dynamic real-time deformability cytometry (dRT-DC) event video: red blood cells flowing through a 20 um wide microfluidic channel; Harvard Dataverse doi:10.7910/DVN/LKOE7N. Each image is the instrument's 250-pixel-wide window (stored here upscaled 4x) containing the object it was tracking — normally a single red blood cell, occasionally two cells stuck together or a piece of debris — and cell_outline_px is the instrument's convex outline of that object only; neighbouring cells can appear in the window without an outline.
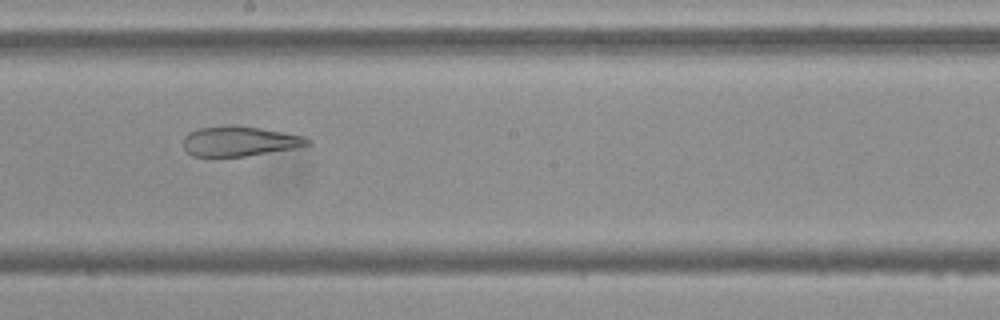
{"species": "Egyptian fruit bat (a non-hibernating species)", "species_latin": "Rousettus aegyptiacus", "temperature_condition": "cold", "stored_images_in_passage": 54, "camera_frame_rate_fps": 3000, "um_per_image_px": 0.085, "frame": {"image": 1, "passage_image": 30, "time_ms": 9.667, "image_size_px": [1000, 320], "cell_outline_px": [[312, 144], [292, 148], [244, 156], [192, 156], [184, 148], [184, 136], [200, 128], [228, 124], [236, 124], [260, 128], [304, 136], [312, 140]], "centroid_in_image_um": [20.36, 11.98], "position_along_channel_um": 227.8, "area_um2": 21.5}}
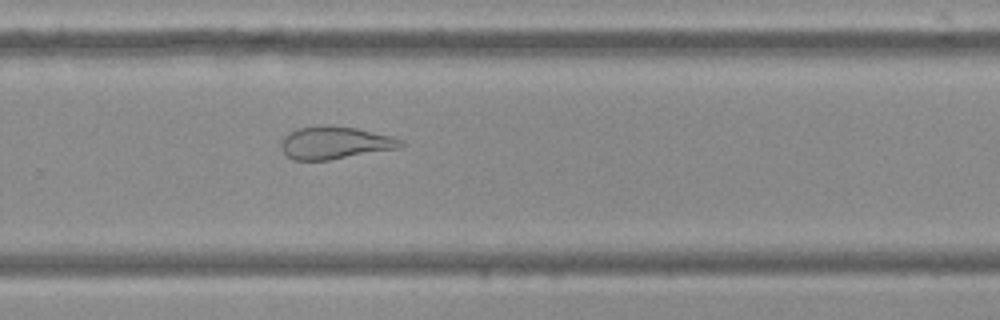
{"frame": {"image": 2, "passage_image": 36, "time_ms": 11.667, "image_size_px": [1000, 320], "cell_outline_px": [[404, 144], [400, 148], [328, 160], [292, 160], [280, 148], [280, 140], [288, 132], [300, 128], [320, 124], [356, 128], [392, 136], [404, 140]], "centroid_in_image_um": [28.45, 12.13], "position_along_channel_um": 301.3, "area_um2": 22.89}}
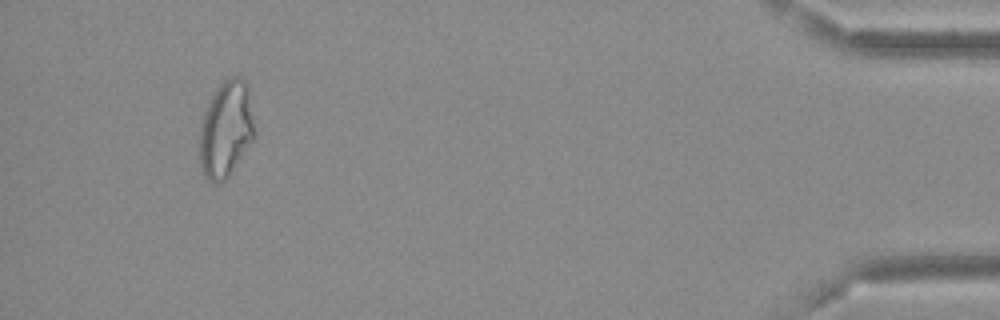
{"frame": {"image": 3, "passage_image": 51, "time_ms": 16.667, "image_size_px": [1000, 320], "cell_outline_px": [[256, 140], [232, 172], [220, 184], [212, 184], [204, 176], [200, 168], [200, 124], [204, 112], [212, 92], [224, 80], [232, 76], [240, 76], [248, 84], [256, 132]], "centroid_in_image_um": [19.24, 11.01], "position_along_channel_um": 416.0, "area_um2": 31.96}, "authors_computed_cell_mechanics": {"area_um2": 29.5358, "velocity_mm_per_s": 3.6845, "shape_relaxation_time_tau1_ms": null, "shape_relaxation_time_tau2_ms": 2.1722, "deformation_change_tau1": null, "deformation_change_tau2": 0.1078}}